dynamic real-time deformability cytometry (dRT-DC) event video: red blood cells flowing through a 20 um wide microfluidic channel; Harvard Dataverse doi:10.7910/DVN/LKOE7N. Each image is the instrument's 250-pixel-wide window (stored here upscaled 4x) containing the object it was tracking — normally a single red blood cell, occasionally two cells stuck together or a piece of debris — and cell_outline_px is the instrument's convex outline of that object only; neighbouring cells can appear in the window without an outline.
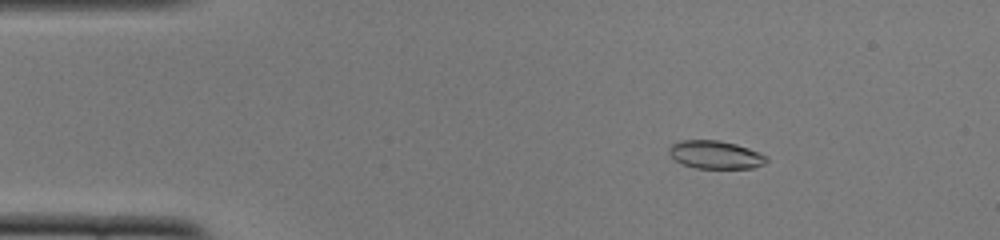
{"species": "common noctule bat (a hibernating species)", "species_latin": "Nyctalus noctula", "temperature_condition": "cold", "stored_images_in_passage": 51, "camera_frame_rate_fps": 3000, "um_per_image_px": 0.085, "animal": {"sex": "female", "body_mass_g": 22.0, "forearm_length_mm": 56.7}, "frame": {"image": 1, "passage_image": 7, "time_ms": 2.0, "image_size_px": [1000, 240], "cell_outline_px": [[768, 160], [764, 164], [752, 168], [696, 168], [684, 164], [676, 160], [668, 152], [668, 148], [672, 144], [680, 140], [720, 140], [736, 144], [748, 148], [768, 156]], "centroid_in_image_um": [60.82, 13.14], "position_along_channel_um": 24.2, "area_um2": 15.9}}
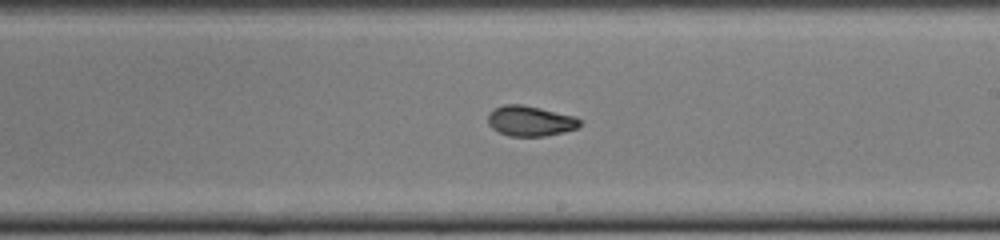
{"frame": {"image": 2, "passage_image": 29, "time_ms": 9.333, "image_size_px": [1000, 240], "cell_outline_px": [[580, 124], [576, 128], [564, 132], [544, 136], [508, 136], [492, 128], [488, 124], [488, 112], [504, 104], [520, 104], [540, 108], [576, 116], [580, 120]], "centroid_in_image_um": [45.05, 10.28], "position_along_channel_um": 243.9, "area_um2": 16.18}}
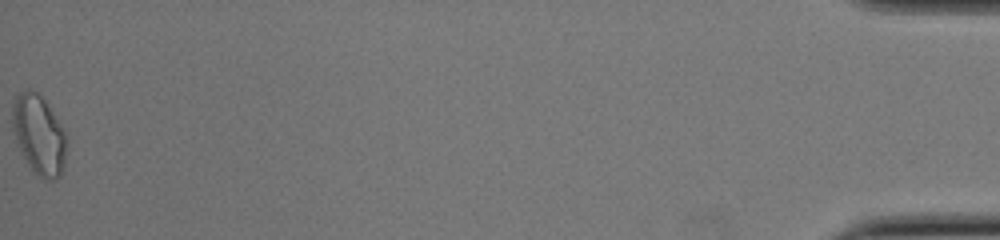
{"frame": {"image": 3, "passage_image": 51, "time_ms": 16.667, "image_size_px": [1000, 240], "cell_outline_px": [[64, 164], [60, 176], [56, 180], [48, 180], [32, 172], [20, 152], [12, 128], [12, 100], [24, 88], [28, 88], [36, 92], [44, 100], [64, 132]], "centroid_in_image_um": [3.24, 11.46], "position_along_channel_um": 432.0, "area_um2": 24.74}, "authors_computed_cell_mechanics": {"area_um2": 16.5308, "velocity_mm_per_s": 3.9065, "shape_relaxation_time_tau1_ms": 4.015, "shape_relaxation_time_tau2_ms": 2.3615, "deformation_change_tau1": 0.1529, "deformation_change_tau2": 0.0477}}